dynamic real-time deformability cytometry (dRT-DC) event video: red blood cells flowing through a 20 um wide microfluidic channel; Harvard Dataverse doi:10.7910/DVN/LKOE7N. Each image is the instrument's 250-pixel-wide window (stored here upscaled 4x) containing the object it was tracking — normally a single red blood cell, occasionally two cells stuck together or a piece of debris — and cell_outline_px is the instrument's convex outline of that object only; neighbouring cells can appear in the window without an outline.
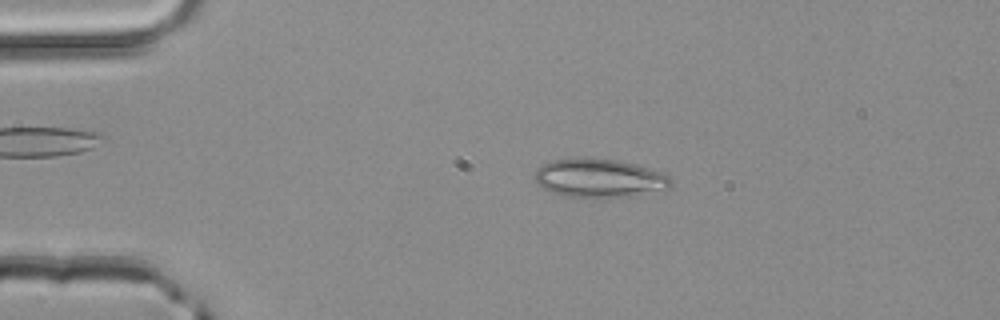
{"species": "common noctule bat (a hibernating species)", "species_latin": "Nyctalus noctula", "temperature_condition": "room temperature", "stored_images_in_passage": 2, "camera_frame_rate_fps": 3000, "um_per_image_px": 0.085, "animal": {"sex": "male", "body_mass_g": 20.4}, "frame": {"image": 1, "passage_image": 2, "time_ms": 0.333, "image_size_px": [1000, 320], "cell_outline_px": [[672, 184], [668, 188], [636, 196], [604, 200], [564, 196], [552, 192], [536, 184], [536, 168], [552, 160], [616, 160], [636, 164], [660, 172], [668, 176], [672, 180]], "centroid_in_image_um": [50.98, 15.22], "position_along_channel_um": 34.0, "area_um2": 30.63}}